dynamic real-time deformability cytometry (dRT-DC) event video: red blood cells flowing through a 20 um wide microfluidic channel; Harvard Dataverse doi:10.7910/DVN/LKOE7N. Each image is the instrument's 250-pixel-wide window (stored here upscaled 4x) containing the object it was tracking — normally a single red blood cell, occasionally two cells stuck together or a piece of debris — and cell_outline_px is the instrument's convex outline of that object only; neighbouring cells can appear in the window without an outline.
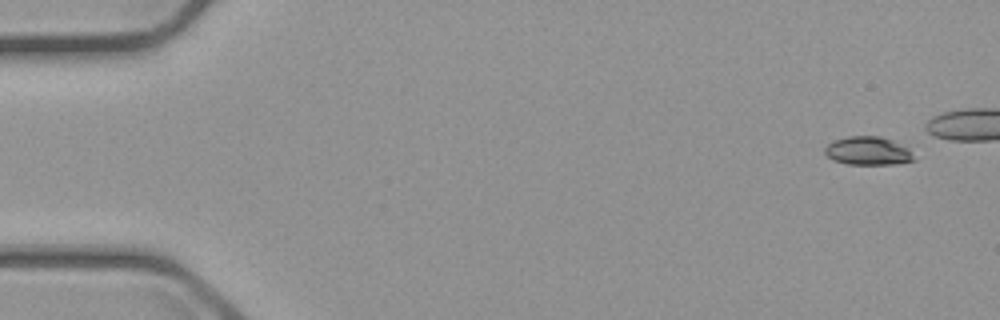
{"species": "common noctule bat (a hibernating species)", "species_latin": "Nyctalus noctula", "temperature_condition": "cold", "stored_images_in_passage": 5, "camera_frame_rate_fps": 3000, "um_per_image_px": 0.085, "animal": {"sex": "male", "body_mass_g": 23.1, "forearm_length_mm": 52.7}, "frame": {"image": 1, "passage_image": 1, "time_ms": 0.0, "image_size_px": [1000, 320], "cell_outline_px": [[916, 160], [896, 164], [848, 164], [832, 160], [824, 152], [824, 148], [828, 144], [836, 140], [848, 136], [880, 136], [892, 140], [908, 148]], "centroid_in_image_um": [73.78, 12.83], "position_along_channel_um": 11.2, "area_um2": 14.68}}
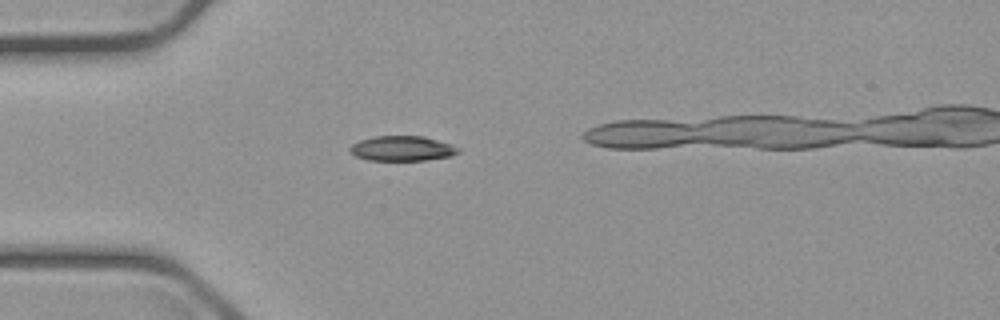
{"frame": {"image": 2, "passage_image": 4, "time_ms": 4.333, "image_size_px": [1000, 320], "cell_outline_px": [[460, 152], [452, 156], [424, 160], [368, 160], [356, 156], [348, 148], [352, 144], [360, 140], [376, 136], [424, 136], [452, 144], [460, 148]], "centroid_in_image_um": [34.22, 12.61], "position_along_channel_um": 50.8, "area_um2": 15.78}}